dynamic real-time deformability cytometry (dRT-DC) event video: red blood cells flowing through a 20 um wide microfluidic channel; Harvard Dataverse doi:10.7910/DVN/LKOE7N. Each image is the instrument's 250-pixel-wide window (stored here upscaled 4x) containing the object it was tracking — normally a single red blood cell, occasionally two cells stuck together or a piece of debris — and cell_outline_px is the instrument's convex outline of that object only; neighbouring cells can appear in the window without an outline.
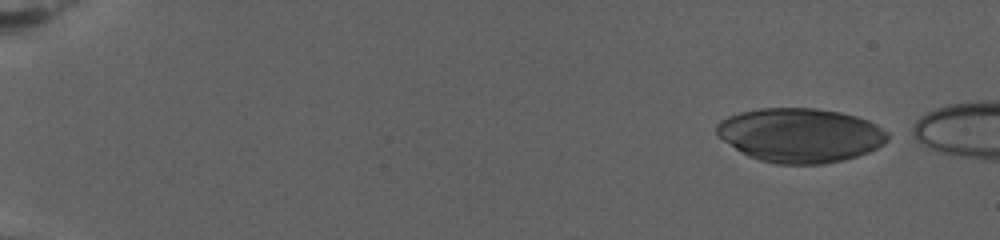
{"species": "human", "species_latin": "Homo sapiens", "temperature_condition": "warm", "stored_images_in_passage": 40, "camera_frame_rate_fps": 3000, "um_per_image_px": 0.085, "donor": {"sex": "female"}, "frame": {"image": 1, "passage_image": 1, "time_ms": 0.0, "image_size_px": [1000, 240], "cell_outline_px": [[888, 140], [884, 144], [868, 152], [856, 156], [824, 164], [776, 164], [760, 160], [748, 156], [724, 140], [716, 132], [716, 124], [720, 120], [728, 116], [740, 112], [760, 108], [816, 108], [840, 112], [856, 116], [868, 120], [876, 124], [888, 132]], "centroid_in_image_um": [68.03, 11.48], "position_along_channel_um": 17.0, "area_um2": 53.93}}
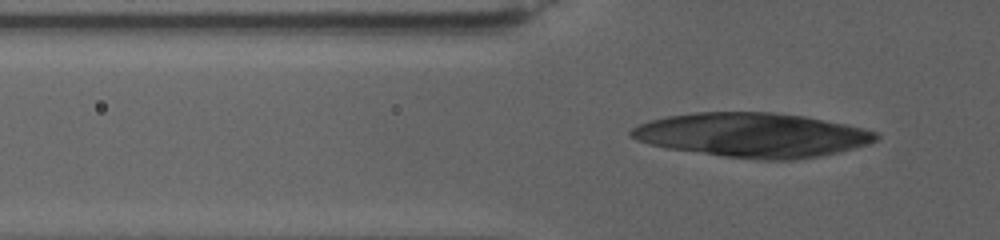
{"frame": {"image": 2, "passage_image": 31, "time_ms": 7.333, "image_size_px": [1000, 240], "cell_outline_px": [[880, 136], [876, 140], [868, 144], [820, 156], [796, 160], [760, 160], [724, 156], [668, 148], [636, 140], [628, 132], [632, 128], [648, 120], [668, 116], [696, 112], [772, 112], [804, 116], [844, 124], [876, 132]], "centroid_in_image_um": [63.94, 11.47], "position_along_channel_um": 61.9, "area_um2": 62.77}}